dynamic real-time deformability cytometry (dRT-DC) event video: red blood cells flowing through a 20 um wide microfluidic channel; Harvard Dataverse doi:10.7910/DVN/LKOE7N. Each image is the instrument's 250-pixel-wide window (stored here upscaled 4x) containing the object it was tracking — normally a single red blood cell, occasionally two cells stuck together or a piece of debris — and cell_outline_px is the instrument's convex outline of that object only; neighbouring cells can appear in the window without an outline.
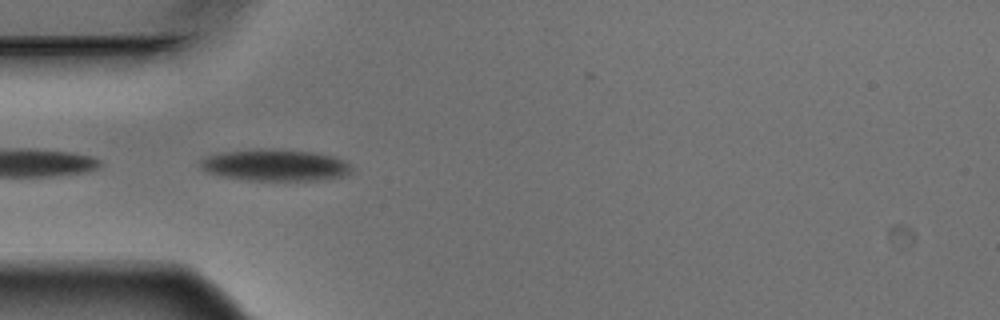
{"species": "Egyptian fruit bat (a non-hibernating species)", "species_latin": "Rousettus aegyptiacus", "temperature_condition": "warm", "stored_images_in_passage": 5, "camera_frame_rate_fps": 3000, "um_per_image_px": 0.085, "animal": {"sex": "male"}, "frame": {"image": 1, "passage_image": 5, "time_ms": 1.333, "image_size_px": [1000, 320], "cell_outline_px": [[352, 172], [344, 176], [316, 180], [252, 180], [224, 176], [208, 172], [200, 168], [200, 160], [208, 156], [220, 152], [260, 148], [272, 148], [316, 152], [332, 156], [344, 160], [352, 164]], "centroid_in_image_um": [23.43, 14.02], "position_along_channel_um": 61.6, "area_um2": 28.03}}